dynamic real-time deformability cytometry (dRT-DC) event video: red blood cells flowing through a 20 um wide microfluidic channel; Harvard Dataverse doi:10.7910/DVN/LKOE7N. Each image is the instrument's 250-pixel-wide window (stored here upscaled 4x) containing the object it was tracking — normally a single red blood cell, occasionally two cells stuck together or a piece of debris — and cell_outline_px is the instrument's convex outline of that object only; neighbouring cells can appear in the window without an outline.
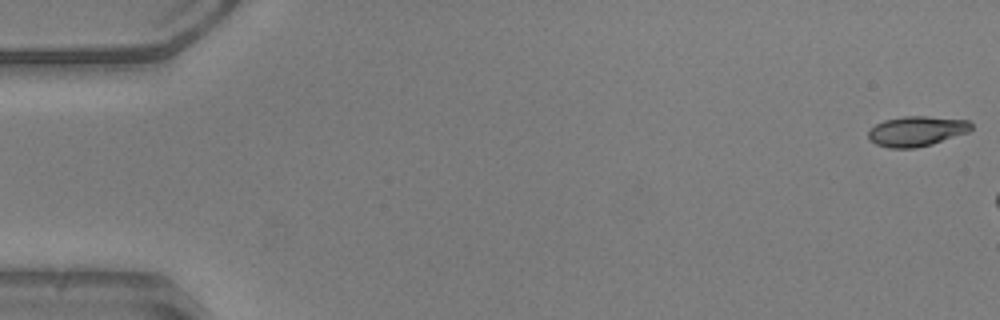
{"species": "common noctule bat (a hibernating species)", "species_latin": "Nyctalus noctula", "temperature_condition": "warm", "stored_images_in_passage": 5, "camera_frame_rate_fps": 3000, "um_per_image_px": 0.085, "animal": {"sex": "male", "body_mass_g": 20.5, "forearm_length_mm": 52.5}, "frame": {"image": 1, "passage_image": 1, "time_ms": 0.0, "image_size_px": [1000, 320], "cell_outline_px": [[972, 128], [968, 132], [932, 144], [916, 148], [888, 148], [876, 144], [868, 140], [868, 132], [876, 124], [884, 120], [904, 116], [928, 116], [968, 120], [972, 124]], "centroid_in_image_um": [77.9, 11.15], "position_along_channel_um": 7.1, "area_um2": 18.09}}